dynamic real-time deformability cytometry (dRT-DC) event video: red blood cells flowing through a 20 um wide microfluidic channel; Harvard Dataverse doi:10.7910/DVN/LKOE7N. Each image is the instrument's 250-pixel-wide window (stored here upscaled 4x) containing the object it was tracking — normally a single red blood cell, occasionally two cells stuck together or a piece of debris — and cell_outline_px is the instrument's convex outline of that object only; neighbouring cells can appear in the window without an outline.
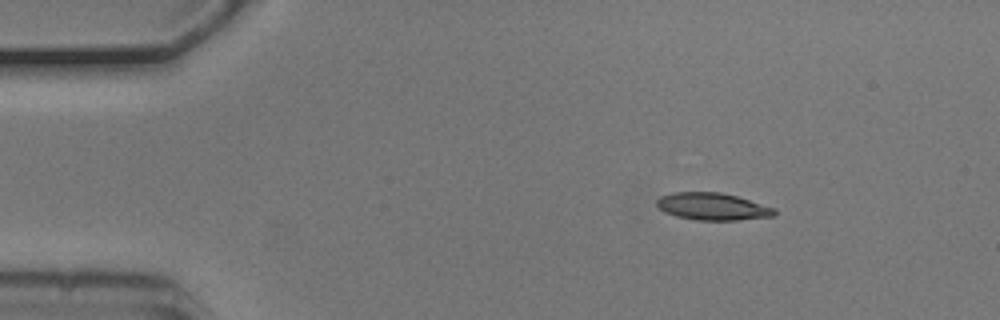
{"species": "common noctule bat (a hibernating species)", "species_latin": "Nyctalus noctula", "temperature_condition": "cold", "stored_images_in_passage": 3, "camera_frame_rate_fps": 3000, "um_per_image_px": 0.085, "animal": {"sex": "male", "body_mass_g": 20.5, "forearm_length_mm": 52.5}, "frame": {"image": 1, "passage_image": 1, "time_ms": 0.0, "image_size_px": [1000, 320], "cell_outline_px": [[776, 216], [736, 220], [696, 220], [676, 216], [664, 212], [656, 204], [656, 200], [660, 196], [676, 192], [720, 192], [736, 196], [776, 208]], "centroid_in_image_um": [60.57, 17.56], "position_along_channel_um": 24.4, "area_um2": 18.67}}